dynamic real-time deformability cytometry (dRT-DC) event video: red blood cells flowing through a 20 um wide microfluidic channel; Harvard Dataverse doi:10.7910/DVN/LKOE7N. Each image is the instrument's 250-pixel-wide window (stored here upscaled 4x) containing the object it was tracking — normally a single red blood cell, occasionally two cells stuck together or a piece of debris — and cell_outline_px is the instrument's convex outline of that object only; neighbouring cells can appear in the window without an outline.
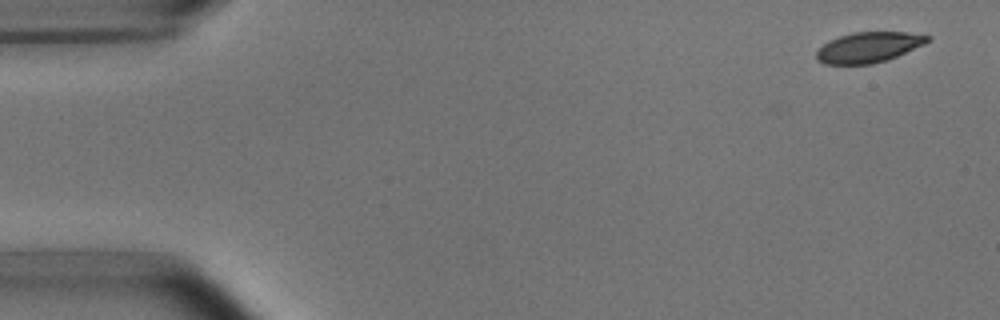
{"species": "common noctule bat (a hibernating species)", "species_latin": "Nyctalus noctula", "temperature_condition": "room temperature", "stored_images_in_passage": 4, "camera_frame_rate_fps": 3000, "um_per_image_px": 0.085, "animal": {"sex": "male", "body_mass_g": 15.6}, "frame": {"image": 1, "passage_image": 1, "time_ms": 0.0, "image_size_px": [1000, 320], "cell_outline_px": [[932, 40], [924, 44], [896, 56], [872, 64], [824, 64], [816, 60], [816, 52], [828, 40], [852, 32], [908, 32], [932, 36]], "centroid_in_image_um": [73.83, 4.01], "position_along_channel_um": 11.2, "area_um2": 19.65}}